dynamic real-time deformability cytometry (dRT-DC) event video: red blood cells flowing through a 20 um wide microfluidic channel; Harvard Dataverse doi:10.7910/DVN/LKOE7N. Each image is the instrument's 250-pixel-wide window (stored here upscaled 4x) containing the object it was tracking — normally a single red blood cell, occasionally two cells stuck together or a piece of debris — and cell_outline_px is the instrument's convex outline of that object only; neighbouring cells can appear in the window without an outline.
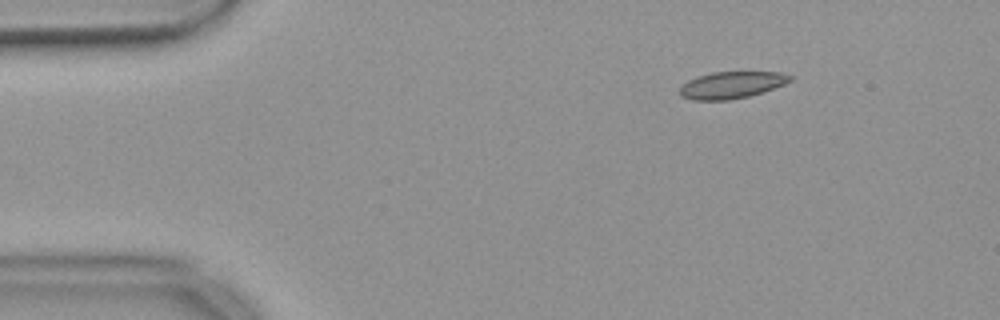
{"species": "common noctule bat (a hibernating species)", "species_latin": "Nyctalus noctula", "temperature_condition": "warm", "stored_images_in_passage": 48, "camera_frame_rate_fps": 3000, "um_per_image_px": 0.085, "animal": {"sex": "female", "body_mass_g": 18.4}, "frame": {"image": 1, "passage_image": 1, "time_ms": 0.0, "image_size_px": [1000, 320], "cell_outline_px": [[792, 80], [784, 84], [764, 92], [748, 96], [728, 100], [692, 100], [680, 96], [680, 88], [688, 80], [696, 76], [712, 72], [780, 72], [792, 76]], "centroid_in_image_um": [62.17, 7.22], "position_along_channel_um": 22.8, "area_um2": 17.28}}
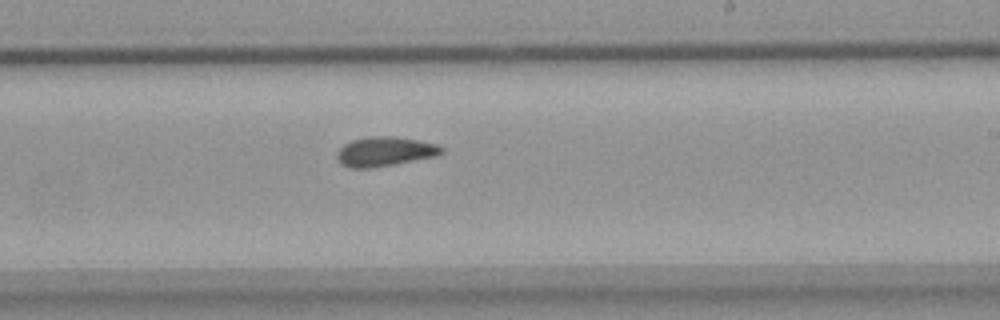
{"frame": {"image": 2, "passage_image": 26, "time_ms": 8.333, "image_size_px": [1000, 320], "cell_outline_px": [[444, 152], [436, 156], [372, 168], [352, 168], [340, 164], [336, 156], [336, 152], [344, 144], [352, 140], [372, 136], [392, 136], [416, 140], [436, 144], [444, 148]], "centroid_in_image_um": [32.69, 12.88], "position_along_channel_um": 256.3, "area_um2": 17.86}}
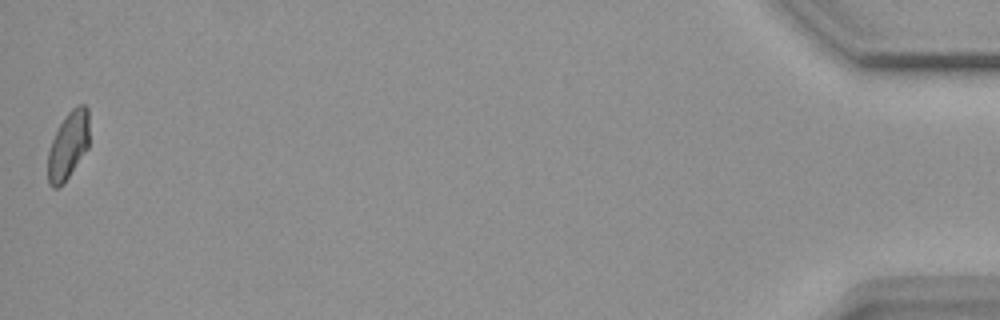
{"frame": {"image": 3, "passage_image": 48, "time_ms": 15.667, "image_size_px": [1000, 320], "cell_outline_px": [[88, 148], [64, 184], [56, 188], [52, 188], [48, 184], [48, 152], [52, 140], [60, 124], [68, 112], [76, 104], [84, 104], [88, 108]], "centroid_in_image_um": [5.79, 12.38], "position_along_channel_um": 429.4, "area_um2": 16.36}, "authors_computed_cell_mechanics": {"area_um2": 17.3978, "velocity_mm_per_s": 3.6811, "shape_relaxation_time_tau1_ms": null, "shape_relaxation_time_tau2_ms": 2.4497, "deformation_change_tau1": null, "deformation_change_tau2": 0.0814}}